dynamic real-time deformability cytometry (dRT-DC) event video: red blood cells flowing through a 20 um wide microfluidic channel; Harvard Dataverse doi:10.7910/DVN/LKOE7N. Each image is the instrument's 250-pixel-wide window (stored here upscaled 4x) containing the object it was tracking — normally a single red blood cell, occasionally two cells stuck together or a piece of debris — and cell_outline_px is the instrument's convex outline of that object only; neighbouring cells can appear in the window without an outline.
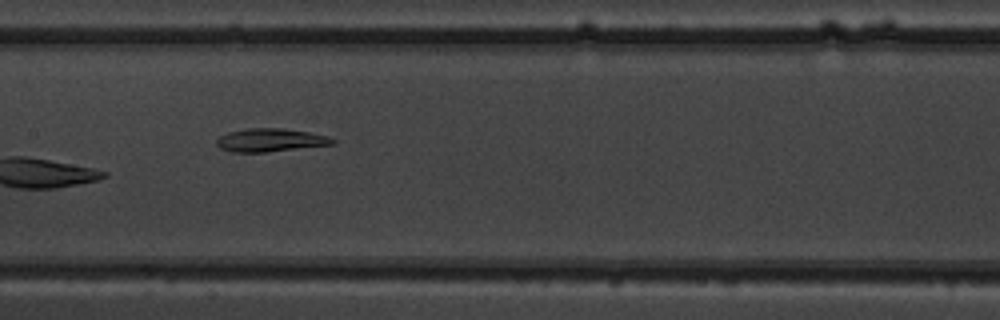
{"species": "common noctule bat (a hibernating species)", "species_latin": "Nyctalus noctula", "temperature_condition": "warm", "stored_images_in_passage": 8, "camera_frame_rate_fps": 3000, "um_per_image_px": 0.085, "animal": {"sex": "male", "body_mass_g": 19.5, "forearm_length_mm": 54.6}, "frame": {"image": 1, "passage_image": 5, "time_ms": 4.667, "image_size_px": [1000, 320], "cell_outline_px": [[336, 144], [264, 152], [232, 152], [220, 148], [216, 144], [216, 140], [220, 136], [228, 132], [248, 128], [284, 128], [308, 132], [328, 136], [336, 140]], "centroid_in_image_um": [22.99, 11.9], "position_along_channel_um": 184.4, "area_um2": 15.66}}
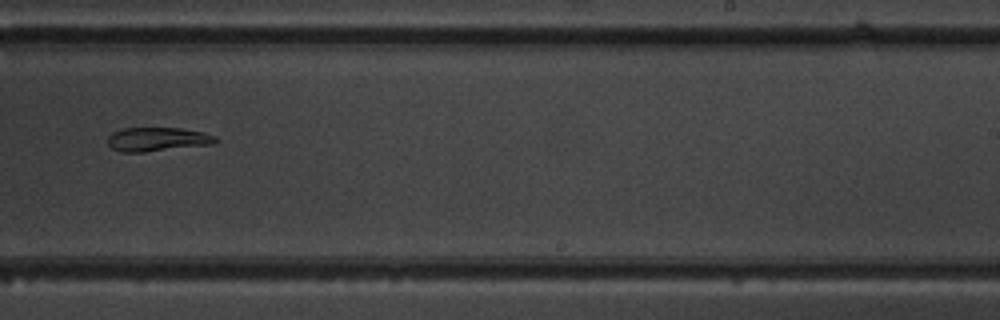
{"frame": {"image": 2, "passage_image": 7, "time_ms": 7.0, "image_size_px": [1000, 320], "cell_outline_px": [[220, 140], [216, 144], [144, 152], [120, 152], [112, 148], [108, 144], [108, 136], [112, 132], [124, 128], [180, 128], [204, 132], [216, 136]], "centroid_in_image_um": [13.43, 11.84], "position_along_channel_um": 275.6, "area_um2": 15.26}}